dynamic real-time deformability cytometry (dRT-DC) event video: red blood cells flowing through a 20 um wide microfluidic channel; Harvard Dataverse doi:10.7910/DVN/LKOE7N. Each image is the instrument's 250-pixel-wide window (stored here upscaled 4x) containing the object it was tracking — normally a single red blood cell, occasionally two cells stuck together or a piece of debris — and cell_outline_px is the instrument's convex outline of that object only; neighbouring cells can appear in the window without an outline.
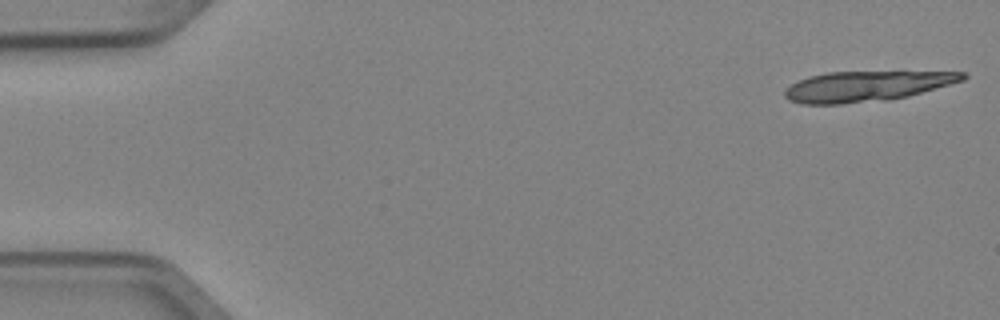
{"species": "Egyptian fruit bat (a non-hibernating species)", "species_latin": "Rousettus aegyptiacus", "temperature_condition": "cold", "stored_images_in_passage": 6, "camera_frame_rate_fps": 3000, "um_per_image_px": 0.085, "animal": {"sex": "female"}, "frame": {"image": 1, "passage_image": 1, "time_ms": 0.0, "image_size_px": [1000, 320], "cell_outline_px": [[968, 76], [964, 80], [908, 96], [888, 100], [840, 104], [804, 104], [788, 100], [784, 96], [784, 92], [792, 84], [808, 76], [828, 72], [968, 72]], "centroid_in_image_um": [73.65, 7.33], "position_along_channel_um": 11.4, "area_um2": 31.21}}